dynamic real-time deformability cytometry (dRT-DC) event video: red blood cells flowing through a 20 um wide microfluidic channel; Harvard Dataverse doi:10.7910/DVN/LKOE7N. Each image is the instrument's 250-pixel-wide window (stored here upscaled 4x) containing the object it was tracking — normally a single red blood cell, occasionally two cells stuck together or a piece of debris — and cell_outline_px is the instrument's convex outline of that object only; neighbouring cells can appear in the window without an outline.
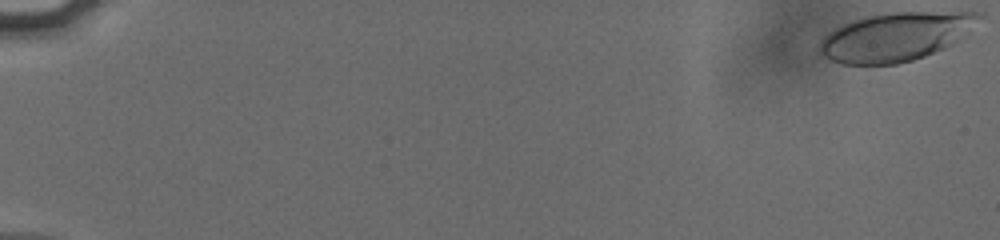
{"species": "human", "species_latin": "Homo sapiens", "temperature_condition": "cold", "stored_images_in_passage": 56, "camera_frame_rate_fps": 3000, "um_per_image_px": 0.085, "donor": {"sex": "male"}, "frame": {"image": 1, "passage_image": 1, "time_ms": 0.0, "image_size_px": [1000, 240], "cell_outline_px": [[984, 16], [968, 32], [952, 44], [944, 48], [924, 56], [912, 60], [896, 64], [840, 64], [824, 56], [816, 48], [820, 40], [828, 32], [844, 24], [868, 16], [896, 12], [980, 12]], "centroid_in_image_um": [76.12, 3.12], "position_along_channel_um": 8.9, "area_um2": 44.8}}
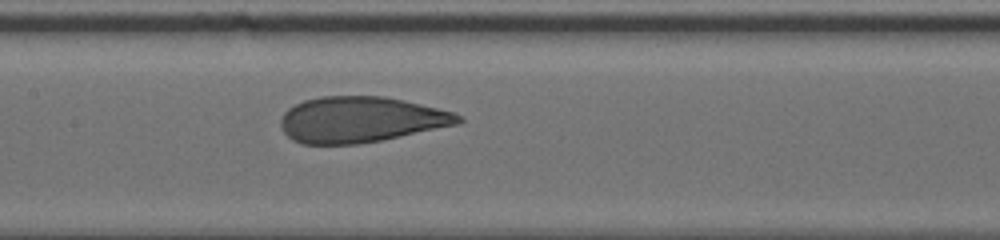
{"frame": {"image": 2, "passage_image": 30, "time_ms": 9.667, "image_size_px": [1000, 240], "cell_outline_px": [[464, 120], [460, 124], [380, 140], [356, 144], [304, 144], [292, 140], [284, 132], [280, 124], [280, 120], [284, 112], [288, 108], [304, 100], [324, 96], [384, 96], [404, 100], [452, 112], [460, 116]], "centroid_in_image_um": [30.64, 10.16], "position_along_channel_um": 176.8, "area_um2": 47.16}}
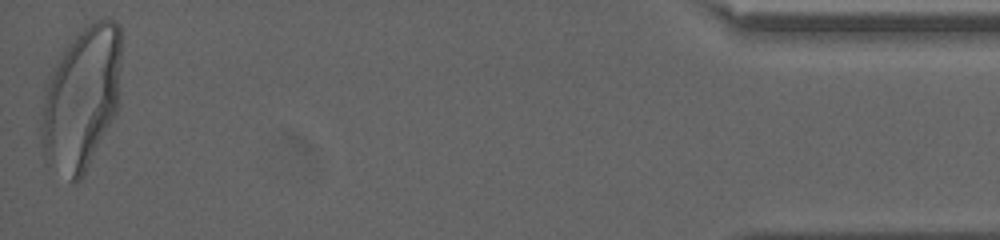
{"frame": {"image": 3, "passage_image": 56, "time_ms": 18.333, "image_size_px": [1000, 240], "cell_outline_px": [[120, 68], [116, 112], [84, 176], [76, 184], [48, 168], [44, 164], [44, 84], [60, 52], [76, 32], [88, 24], [96, 20], [112, 20], [120, 24]], "centroid_in_image_um": [6.92, 8.37], "position_along_channel_um": 428.3, "area_um2": 66.7}, "authors_computed_cell_mechanics": {"area_um2": 47.7139, "velocity_mm_per_s": 3.8018, "shape_relaxation_time_tau1_ms": 4.5385, "shape_relaxation_time_tau2_ms": 0.771, "deformation_change_tau1": 0.1866, "deformation_change_tau2": 0.0754}}